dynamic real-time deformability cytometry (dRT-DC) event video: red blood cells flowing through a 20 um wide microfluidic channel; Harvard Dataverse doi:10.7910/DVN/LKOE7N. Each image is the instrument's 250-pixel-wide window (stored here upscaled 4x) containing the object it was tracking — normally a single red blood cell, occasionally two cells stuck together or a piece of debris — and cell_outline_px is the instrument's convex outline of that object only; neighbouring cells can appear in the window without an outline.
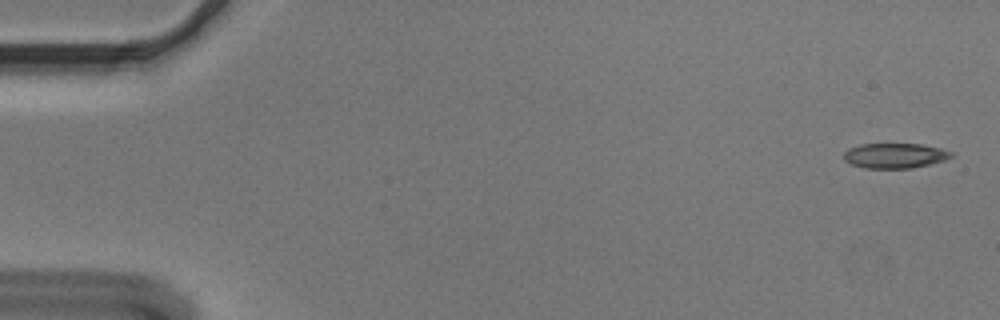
{"species": "Egyptian fruit bat (a non-hibernating species)", "species_latin": "Rousettus aegyptiacus", "temperature_condition": "cold", "stored_images_in_passage": 6, "camera_frame_rate_fps": 3000, "um_per_image_px": 0.085, "animal": {"sex": "male"}, "frame": {"image": 1, "passage_image": 1, "time_ms": 0.0, "image_size_px": [1000, 320], "cell_outline_px": [[952, 156], [944, 160], [912, 168], [864, 168], [852, 164], [844, 160], [844, 152], [848, 148], [860, 144], [920, 144], [940, 148], [952, 152]], "centroid_in_image_um": [76.03, 13.22], "position_along_channel_um": 9.0, "area_um2": 15.55}}
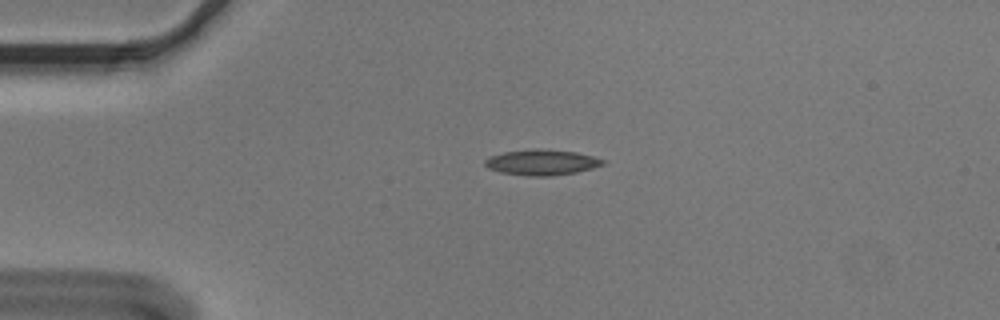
{"frame": {"image": 2, "passage_image": 4, "time_ms": 1.0, "image_size_px": [1000, 320], "cell_outline_px": [[604, 164], [592, 168], [576, 172], [552, 176], [528, 176], [500, 172], [488, 168], [484, 164], [484, 160], [492, 156], [504, 152], [532, 148], [536, 148], [576, 152], [592, 156], [604, 160]], "centroid_in_image_um": [46.03, 13.8], "position_along_channel_um": 39.0, "area_um2": 17.51}}